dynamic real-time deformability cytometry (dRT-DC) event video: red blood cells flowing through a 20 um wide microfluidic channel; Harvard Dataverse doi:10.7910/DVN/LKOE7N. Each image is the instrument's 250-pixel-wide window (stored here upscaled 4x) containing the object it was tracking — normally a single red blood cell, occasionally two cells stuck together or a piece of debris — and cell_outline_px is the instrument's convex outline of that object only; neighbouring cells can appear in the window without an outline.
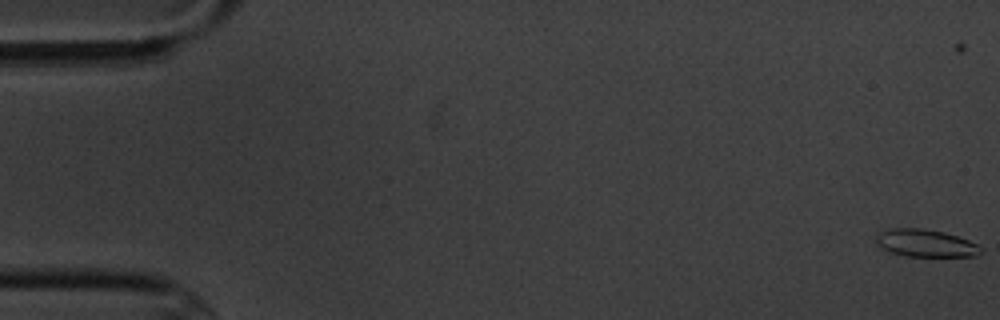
{"species": "common noctule bat (a hibernating species)", "species_latin": "Nyctalus noctula", "temperature_condition": "cold", "stored_images_in_passage": 5, "camera_frame_rate_fps": 3000, "um_per_image_px": 0.085, "animal": {"sex": "male", "body_mass_g": 20.1, "forearm_length_mm": 53.5}, "frame": {"image": 1, "passage_image": 1, "time_ms": 0.0, "image_size_px": [1000, 320], "cell_outline_px": [[984, 252], [976, 256], [904, 256], [888, 252], [880, 248], [876, 244], [876, 236], [880, 232], [892, 228], [920, 228], [944, 232], [968, 240], [984, 248]], "centroid_in_image_um": [78.67, 20.68], "position_along_channel_um": 6.3, "area_um2": 16.94}}